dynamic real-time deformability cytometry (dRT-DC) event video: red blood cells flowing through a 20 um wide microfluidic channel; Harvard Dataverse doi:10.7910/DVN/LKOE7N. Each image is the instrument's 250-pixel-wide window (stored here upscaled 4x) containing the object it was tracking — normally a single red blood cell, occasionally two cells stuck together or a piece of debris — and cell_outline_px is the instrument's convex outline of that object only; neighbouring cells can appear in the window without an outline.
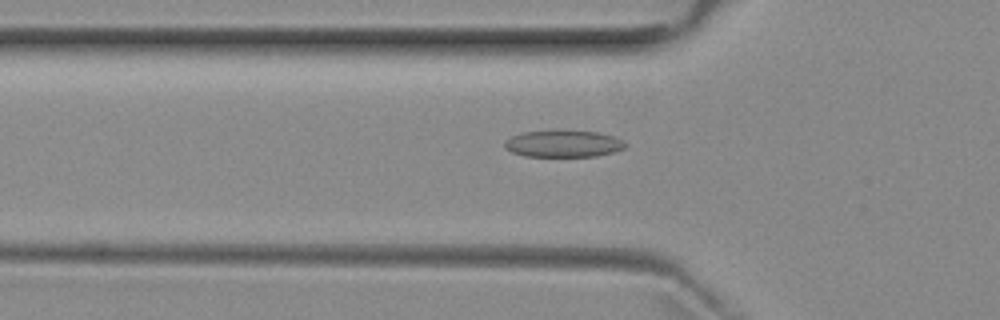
{"species": "common noctule bat (a hibernating species)", "species_latin": "Nyctalus noctula", "temperature_condition": "room temperature", "stored_images_in_passage": 4, "camera_frame_rate_fps": 3000, "um_per_image_px": 0.085, "animal": {"sex": "female", "body_mass_g": 29.2, "forearm_length_mm": 56.3}, "frame": {"image": 1, "passage_image": 4, "time_ms": 4.667, "image_size_px": [1000, 320], "cell_outline_px": [[628, 144], [624, 148], [612, 152], [596, 156], [524, 156], [512, 152], [504, 148], [504, 144], [512, 136], [520, 132], [556, 128], [596, 132], [616, 136], [624, 140]], "centroid_in_image_um": [47.89, 12.17], "position_along_channel_um": 77.9, "area_um2": 19.54}}